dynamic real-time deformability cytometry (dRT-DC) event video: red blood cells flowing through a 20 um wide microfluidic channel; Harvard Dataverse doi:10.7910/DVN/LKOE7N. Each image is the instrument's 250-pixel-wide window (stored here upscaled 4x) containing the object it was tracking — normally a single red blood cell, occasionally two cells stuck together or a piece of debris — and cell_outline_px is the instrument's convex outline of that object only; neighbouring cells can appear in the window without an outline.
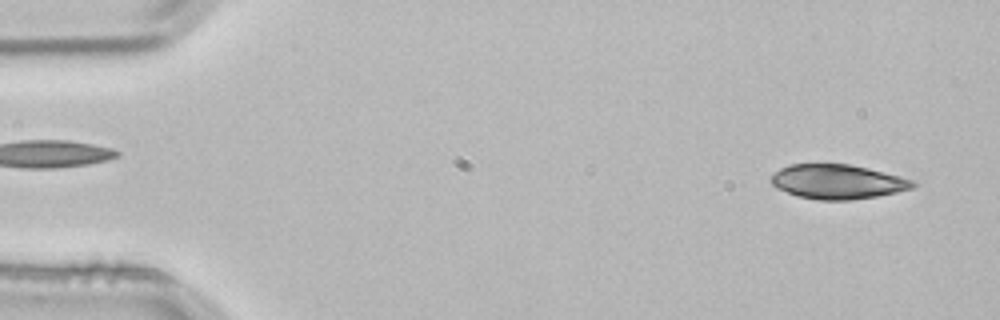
{"species": "common noctule bat (a hibernating species)", "species_latin": "Nyctalus noctula", "temperature_condition": "room temperature", "stored_images_in_passage": 3, "segment_of_instrument_passage": [2, 2], "camera_frame_rate_fps": 3000, "um_per_image_px": 0.085, "animal": {"sex": "male", "body_mass_g": 21.5, "forearm_length_mm": 52.0}, "frame": {"image": 1, "passage_image": 3, "time_ms": 0.667, "image_size_px": [1000, 320], "cell_outline_px": [[920, 184], [912, 188], [896, 192], [876, 196], [852, 200], [820, 200], [796, 196], [776, 188], [772, 184], [772, 176], [780, 168], [788, 164], [848, 164], [868, 168], [916, 180]], "centroid_in_image_um": [71.22, 15.45], "position_along_channel_um": 13.8, "area_um2": 28.55}}